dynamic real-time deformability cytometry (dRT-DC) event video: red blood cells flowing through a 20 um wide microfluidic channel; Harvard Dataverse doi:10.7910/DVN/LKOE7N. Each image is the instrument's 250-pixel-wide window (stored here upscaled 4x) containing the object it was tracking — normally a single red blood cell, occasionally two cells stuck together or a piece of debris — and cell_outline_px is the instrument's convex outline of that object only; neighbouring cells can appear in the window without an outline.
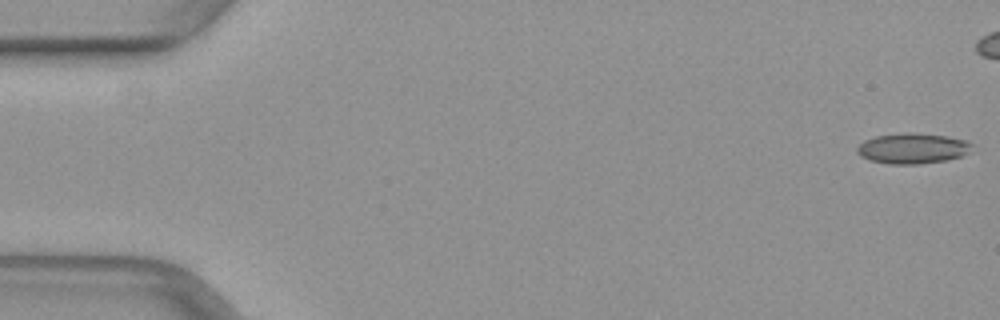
{"species": "common noctule bat (a hibernating species)", "species_latin": "Nyctalus noctula", "temperature_condition": "warm", "stored_images_in_passage": 43, "camera_frame_rate_fps": 3000, "um_per_image_px": 0.085, "animal": {"sex": "female", "body_mass_g": 29.2, "forearm_length_mm": 56.3}, "frame": {"image": 1, "passage_image": 1, "time_ms": 0.0, "image_size_px": [1000, 320], "cell_outline_px": [[972, 144], [968, 152], [960, 156], [948, 160], [920, 164], [888, 164], [868, 160], [860, 156], [856, 152], [856, 148], [864, 140], [876, 136], [904, 132], [912, 132], [948, 136], [968, 140]], "centroid_in_image_um": [77.54, 12.61], "position_along_channel_um": 7.5, "area_um2": 20.63}}
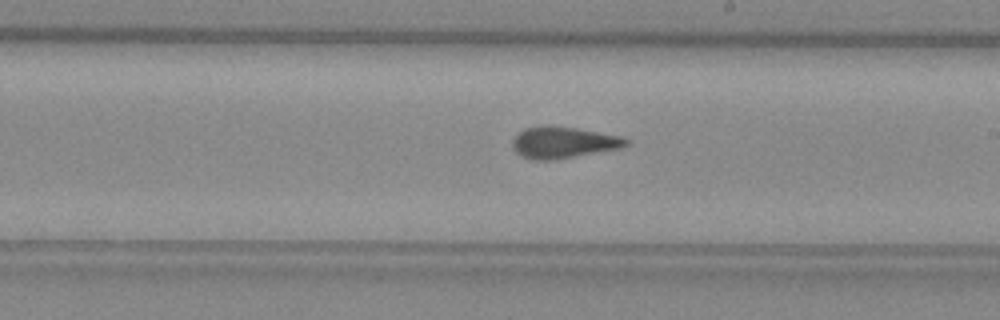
{"frame": {"image": 2, "passage_image": 29, "time_ms": 9.333, "image_size_px": [1000, 320], "cell_outline_px": [[628, 144], [620, 148], [552, 160], [532, 160], [516, 152], [512, 148], [512, 140], [524, 128], [544, 124], [548, 124], [576, 128], [620, 136], [628, 140]], "centroid_in_image_um": [47.83, 12.09], "position_along_channel_um": 241.2, "area_um2": 20.75}}
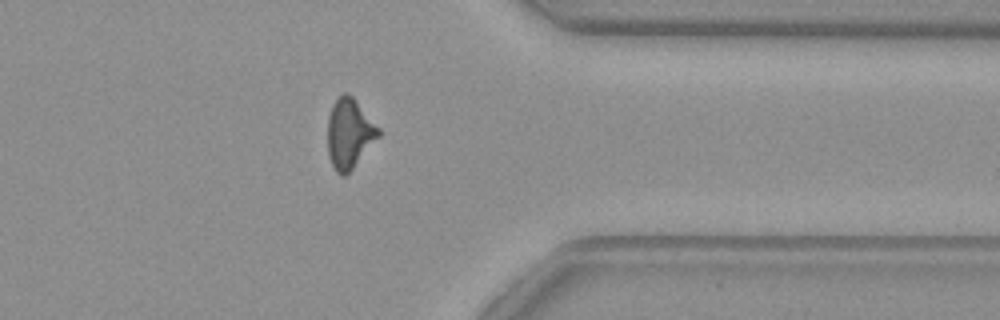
{"frame": {"image": 3, "passage_image": 40, "time_ms": 13.0, "image_size_px": [1000, 320], "cell_outline_px": [[380, 136], [352, 168], [344, 176], [340, 176], [336, 172], [328, 156], [328, 116], [332, 104], [344, 92], [348, 92], [356, 100], [380, 128]], "centroid_in_image_um": [29.69, 11.33], "position_along_channel_um": 381.7, "area_um2": 20.63}}